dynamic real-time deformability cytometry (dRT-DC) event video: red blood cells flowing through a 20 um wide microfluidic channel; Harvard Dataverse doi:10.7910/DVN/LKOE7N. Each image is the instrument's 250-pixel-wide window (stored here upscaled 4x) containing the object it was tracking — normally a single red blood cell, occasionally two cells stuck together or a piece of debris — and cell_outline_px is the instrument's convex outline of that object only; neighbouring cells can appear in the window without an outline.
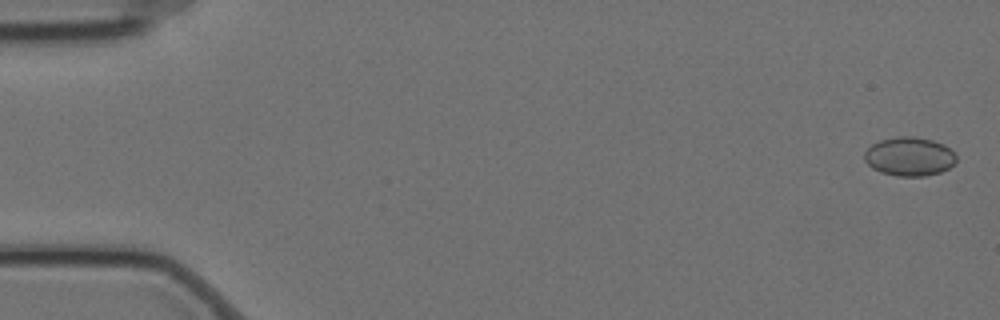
{"species": "Egyptian fruit bat (a non-hibernating species)", "species_latin": "Rousettus aegyptiacus", "temperature_condition": "cold", "stored_images_in_passage": 11, "camera_frame_rate_fps": 3000, "um_per_image_px": 0.085, "animal": {"sex": "female"}, "frame": {"image": 1, "passage_image": 1, "time_ms": 0.0, "image_size_px": [1000, 320], "cell_outline_px": [[956, 160], [948, 168], [940, 172], [924, 176], [896, 176], [880, 172], [872, 168], [864, 160], [864, 152], [872, 144], [880, 140], [900, 136], [912, 136], [932, 140], [944, 144], [956, 156]], "centroid_in_image_um": [77.26, 13.3], "position_along_channel_um": 7.7, "area_um2": 20.69}}
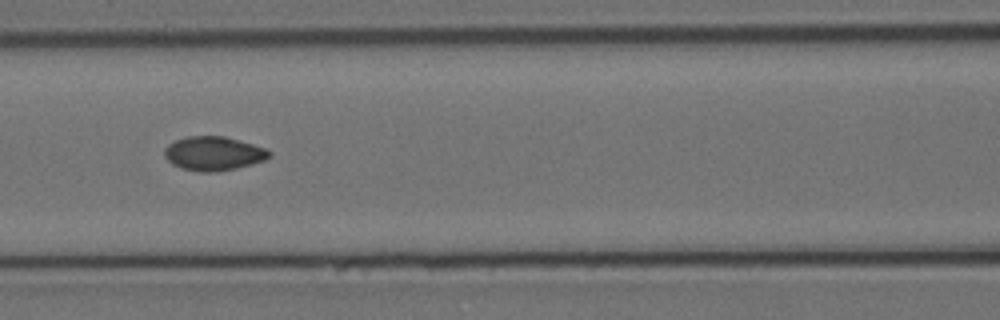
{"frame": {"image": 2, "passage_image": 7, "time_ms": 2.0, "image_size_px": [1000, 320], "cell_outline_px": [[272, 156], [264, 160], [252, 164], [236, 168], [216, 172], [200, 172], [180, 168], [172, 164], [164, 156], [164, 148], [168, 144], [176, 140], [188, 136], [224, 136], [252, 144], [264, 148], [272, 152]], "centroid_in_image_um": [18.14, 13.05], "position_along_channel_um": 148.5, "area_um2": 20.81}}
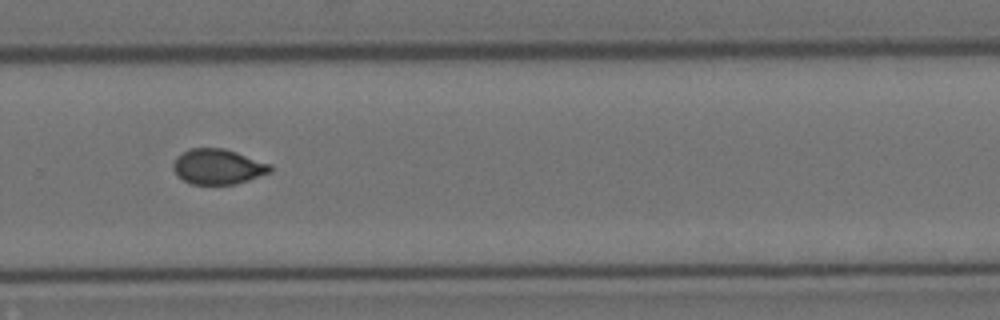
{"frame": {"image": 3, "passage_image": 11, "time_ms": 3.333, "image_size_px": [1000, 320], "cell_outline_px": [[272, 172], [236, 184], [192, 184], [176, 176], [172, 168], [172, 164], [176, 156], [188, 148], [224, 148], [272, 164]], "centroid_in_image_um": [18.5, 14.16], "position_along_channel_um": 311.3, "area_um2": 20.17}}